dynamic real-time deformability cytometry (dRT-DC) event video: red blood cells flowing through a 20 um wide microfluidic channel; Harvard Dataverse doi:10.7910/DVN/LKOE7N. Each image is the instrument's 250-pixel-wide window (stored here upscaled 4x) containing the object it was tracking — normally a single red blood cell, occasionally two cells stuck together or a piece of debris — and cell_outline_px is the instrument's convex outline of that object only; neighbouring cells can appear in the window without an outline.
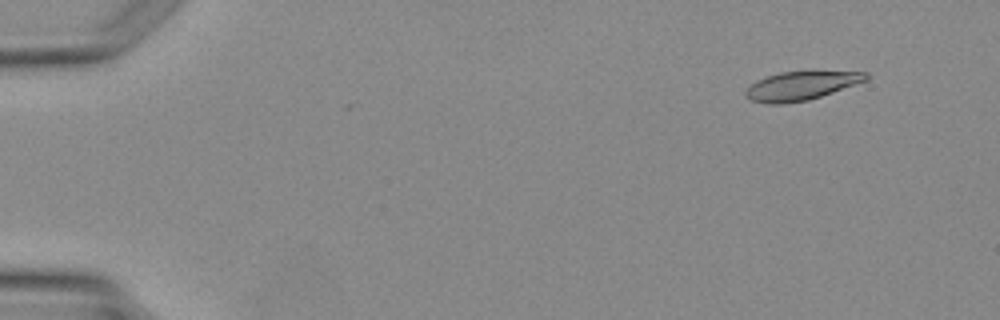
{"species": "Egyptian fruit bat (a non-hibernating species)", "species_latin": "Rousettus aegyptiacus", "temperature_condition": "warm", "stored_images_in_passage": 3, "camera_frame_rate_fps": 3000, "um_per_image_px": 0.085, "animal": {"sex": "female"}, "frame": {"image": 1, "passage_image": 1, "time_ms": 0.0, "image_size_px": [1000, 320], "cell_outline_px": [[868, 80], [808, 100], [780, 104], [768, 104], [752, 100], [744, 92], [756, 80], [780, 72], [868, 72]], "centroid_in_image_um": [68.08, 7.3], "position_along_channel_um": 16.9, "area_um2": 19.59}}
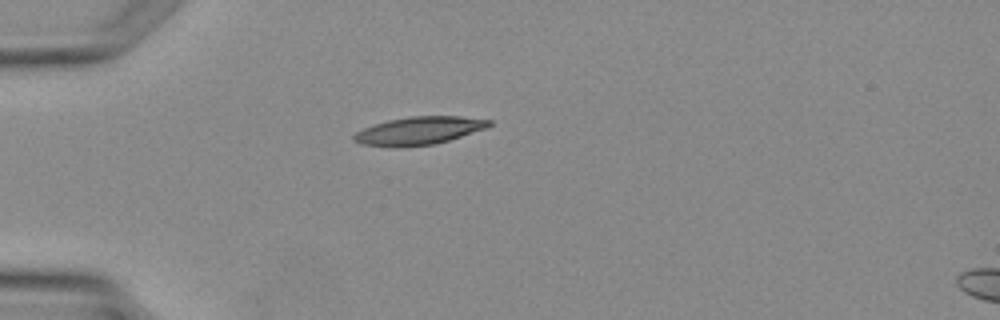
{"frame": {"image": 2, "passage_image": 3, "time_ms": 2.667, "image_size_px": [1000, 320], "cell_outline_px": [[492, 124], [488, 128], [436, 144], [400, 148], [392, 148], [360, 144], [352, 140], [352, 136], [356, 132], [364, 128], [388, 120], [412, 116], [460, 116], [492, 120]], "centroid_in_image_um": [35.6, 11.13], "position_along_channel_um": 49.4, "area_um2": 22.37}}